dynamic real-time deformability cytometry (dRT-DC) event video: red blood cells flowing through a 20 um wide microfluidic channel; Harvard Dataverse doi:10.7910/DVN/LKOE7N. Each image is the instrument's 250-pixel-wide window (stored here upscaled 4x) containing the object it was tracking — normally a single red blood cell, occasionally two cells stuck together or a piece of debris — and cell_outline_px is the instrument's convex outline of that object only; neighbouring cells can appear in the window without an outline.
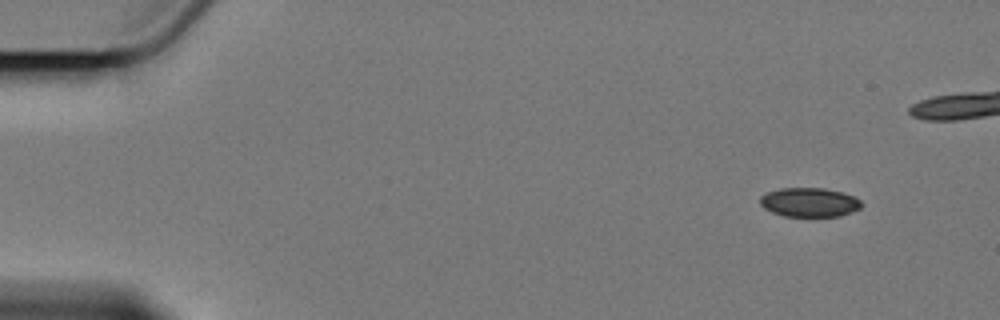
{"species": "Egyptian fruit bat (a non-hibernating species)", "species_latin": "Rousettus aegyptiacus", "temperature_condition": "cold", "stored_images_in_passage": 5, "camera_frame_rate_fps": 3000, "um_per_image_px": 0.085, "animal": {"sex": "female"}, "frame": {"image": 1, "passage_image": 1, "time_ms": 0.0, "image_size_px": [1000, 320], "cell_outline_px": [[864, 204], [860, 208], [852, 212], [840, 216], [784, 216], [772, 212], [764, 208], [760, 204], [760, 196], [764, 192], [780, 188], [824, 188], [844, 192], [860, 200]], "centroid_in_image_um": [68.79, 17.19], "position_along_channel_um": 16.2, "area_um2": 17.4}}